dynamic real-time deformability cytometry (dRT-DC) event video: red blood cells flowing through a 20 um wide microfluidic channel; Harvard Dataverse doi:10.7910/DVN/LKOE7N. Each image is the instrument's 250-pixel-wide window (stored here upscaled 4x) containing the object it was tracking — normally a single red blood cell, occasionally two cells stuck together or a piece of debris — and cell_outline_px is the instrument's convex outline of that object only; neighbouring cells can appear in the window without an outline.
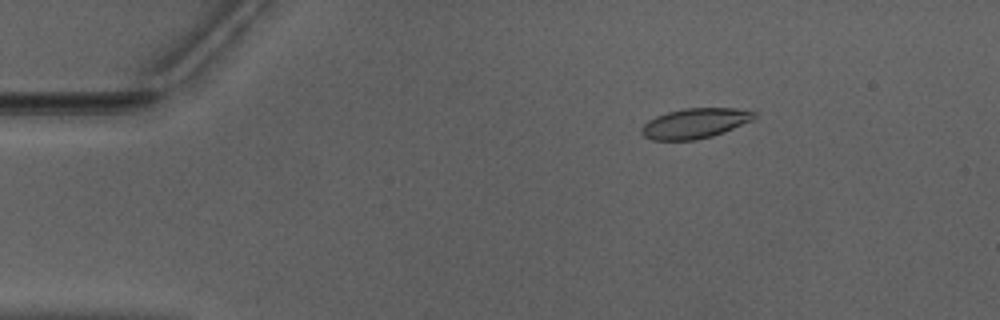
{"species": "Egyptian fruit bat (a non-hibernating species)", "species_latin": "Rousettus aegyptiacus", "temperature_condition": "warm", "stored_images_in_passage": 53, "camera_frame_rate_fps": 3000, "um_per_image_px": 0.085, "animal": {"sex": "male"}, "frame": {"image": 1, "passage_image": 9, "time_ms": 2.667, "image_size_px": [1000, 320], "cell_outline_px": [[756, 116], [752, 120], [724, 132], [712, 136], [696, 140], [652, 140], [644, 136], [640, 132], [640, 128], [648, 120], [656, 116], [668, 112], [684, 108], [736, 108], [756, 112]], "centroid_in_image_um": [59.05, 10.48], "position_along_channel_um": 25.9, "area_um2": 19.77}}
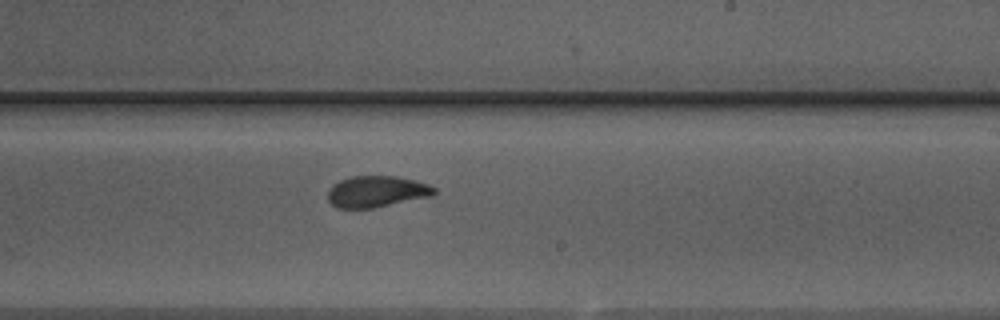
{"frame": {"image": 2, "passage_image": 32, "time_ms": 10.333, "image_size_px": [1000, 320], "cell_outline_px": [[436, 192], [432, 196], [372, 208], [336, 208], [328, 200], [328, 192], [332, 184], [340, 180], [352, 176], [396, 176], [428, 184], [436, 188]], "centroid_in_image_um": [32.0, 16.28], "position_along_channel_um": 257.0, "area_um2": 19.36}}
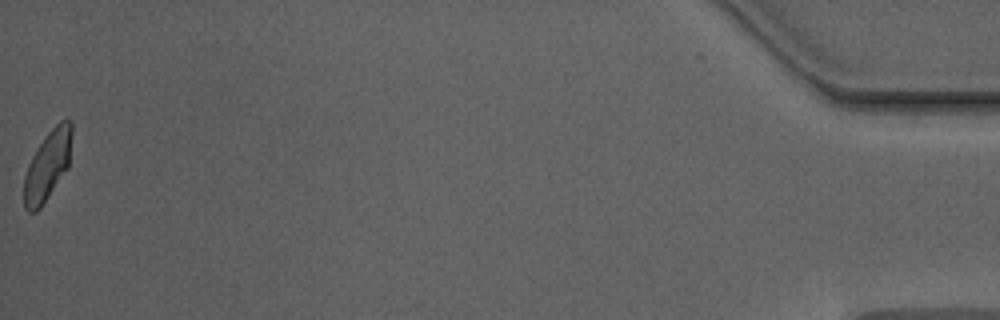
{"frame": {"image": 3, "passage_image": 53, "time_ms": 17.333, "image_size_px": [1000, 320], "cell_outline_px": [[72, 132], [68, 168], [40, 208], [36, 212], [28, 212], [24, 208], [24, 176], [28, 164], [32, 156], [48, 132], [60, 120], [72, 120]], "centroid_in_image_um": [4.04, 14.07], "position_along_channel_um": 431.2, "area_um2": 19.25}, "authors_computed_cell_mechanics": {"area_um2": 19.7098, "velocity_mm_per_s": 3.9544, "shape_relaxation_time_tau1_ms": 5.0293, "shape_relaxation_time_tau2_ms": 1.8397, "deformation_change_tau1": 0.1591, "deformation_change_tau2": 0.0364}}